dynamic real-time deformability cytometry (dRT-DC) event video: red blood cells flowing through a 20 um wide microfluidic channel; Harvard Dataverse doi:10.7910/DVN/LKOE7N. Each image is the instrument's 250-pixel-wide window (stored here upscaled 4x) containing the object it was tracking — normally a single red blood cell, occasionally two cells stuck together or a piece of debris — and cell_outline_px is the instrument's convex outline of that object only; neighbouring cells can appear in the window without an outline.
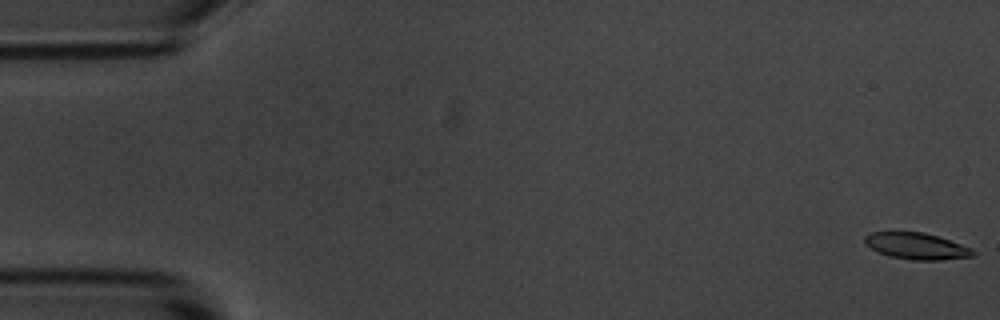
{"species": "common noctule bat (a hibernating species)", "species_latin": "Nyctalus noctula", "temperature_condition": "room temperature", "stored_images_in_passage": 57, "camera_frame_rate_fps": 3000, "um_per_image_px": 0.085, "animal": {"sex": "male", "body_mass_g": 20.1, "forearm_length_mm": 53.5}, "frame": {"image": 1, "passage_image": 1, "time_ms": 0.0, "image_size_px": [1000, 320], "cell_outline_px": [[976, 252], [972, 256], [940, 260], [912, 260], [892, 256], [880, 252], [864, 244], [864, 236], [872, 232], [924, 232], [972, 248]], "centroid_in_image_um": [77.9, 20.91], "position_along_channel_um": 7.1, "area_um2": 16.42}}
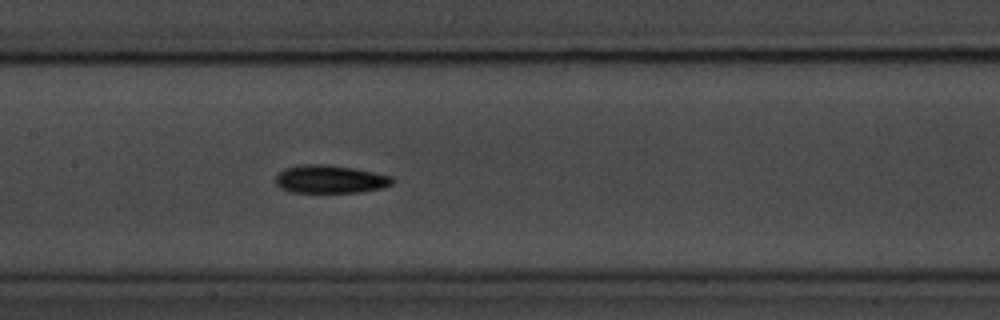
{"frame": {"image": 2, "passage_image": 27, "time_ms": 8.667, "image_size_px": [1000, 320], "cell_outline_px": [[396, 180], [392, 184], [384, 188], [360, 192], [288, 192], [280, 188], [276, 184], [276, 176], [284, 168], [300, 164], [328, 164], [352, 168], [392, 176]], "centroid_in_image_um": [28.06, 15.23], "position_along_channel_um": 179.3, "area_um2": 19.25}}
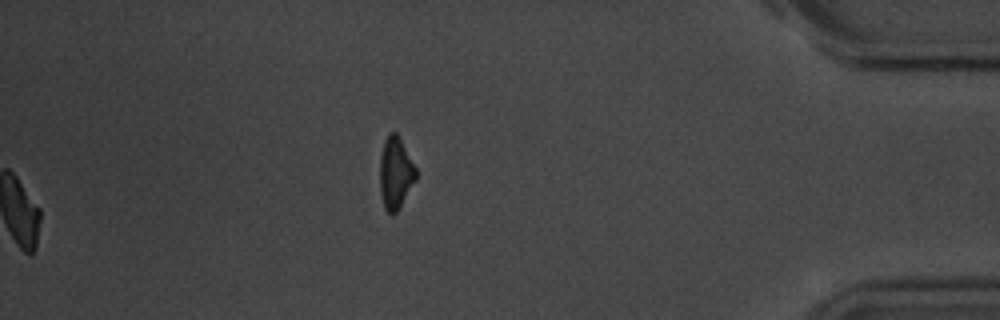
{"frame": {"image": 3, "passage_image": 57, "time_ms": 18.667, "image_size_px": [1000, 320], "cell_outline_px": [[416, 180], [396, 212], [392, 216], [384, 208], [380, 192], [380, 156], [384, 140], [388, 132], [396, 132], [416, 168]], "centroid_in_image_um": [33.6, 14.7], "position_along_channel_um": 401.6, "area_um2": 15.03}, "authors_computed_cell_mechanics": {"area_um2": 18.207, "velocity_mm_per_s": 3.5826, "shape_relaxation_time_tau1_ms": 2.236, "shape_relaxation_time_tau2_ms": null, "deformation_change_tau1": 0.1109, "deformation_change_tau2": null}}